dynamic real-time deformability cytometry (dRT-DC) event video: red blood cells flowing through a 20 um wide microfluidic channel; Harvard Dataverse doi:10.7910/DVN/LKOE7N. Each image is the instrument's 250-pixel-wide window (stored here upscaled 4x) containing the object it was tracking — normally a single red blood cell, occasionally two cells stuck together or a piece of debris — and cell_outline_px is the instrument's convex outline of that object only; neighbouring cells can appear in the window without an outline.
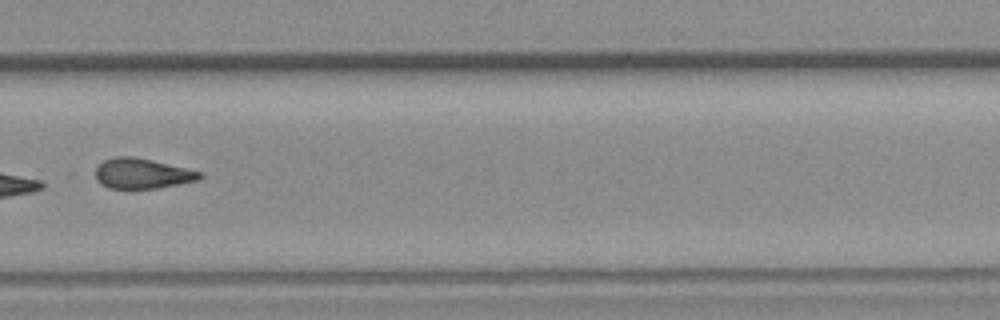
{"species": "common noctule bat (a hibernating species)", "species_latin": "Nyctalus noctula", "temperature_condition": "room temperature", "stored_images_in_passage": 14, "camera_frame_rate_fps": 3000, "um_per_image_px": 0.085, "animal": {"sex": "female", "body_mass_g": 19.3, "forearm_length_mm": 54.1}, "frame": {"image": 1, "passage_image": 10, "time_ms": 11.333, "image_size_px": [1000, 320], "cell_outline_px": [[204, 176], [196, 180], [156, 188], [108, 188], [100, 184], [96, 180], [96, 168], [104, 160], [116, 156], [132, 156], [152, 160], [188, 168], [204, 172]], "centroid_in_image_um": [12.09, 14.74], "position_along_channel_um": 317.7, "area_um2": 18.32}}
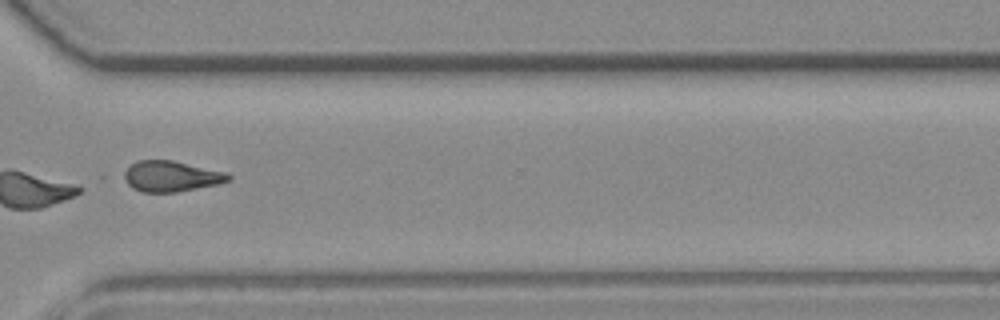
{"frame": {"image": 2, "passage_image": 11, "time_ms": 12.333, "image_size_px": [1000, 320], "cell_outline_px": [[232, 180], [220, 184], [176, 192], [140, 192], [132, 188], [116, 176], [136, 160], [172, 160], [224, 172], [232, 176]], "centroid_in_image_um": [14.44, 14.99], "position_along_channel_um": 356.2, "area_um2": 19.19}, "authors_computed_cell_mechanics": {"area_um2": 18.3226, "velocity_mm_per_s": 3.7708, "shape_relaxation_time_tau1_ms": 3.7609, "shape_relaxation_time_tau2_ms": 2.6274, "deformation_change_tau1": 0.1004, "deformation_change_tau2": 0.082}}